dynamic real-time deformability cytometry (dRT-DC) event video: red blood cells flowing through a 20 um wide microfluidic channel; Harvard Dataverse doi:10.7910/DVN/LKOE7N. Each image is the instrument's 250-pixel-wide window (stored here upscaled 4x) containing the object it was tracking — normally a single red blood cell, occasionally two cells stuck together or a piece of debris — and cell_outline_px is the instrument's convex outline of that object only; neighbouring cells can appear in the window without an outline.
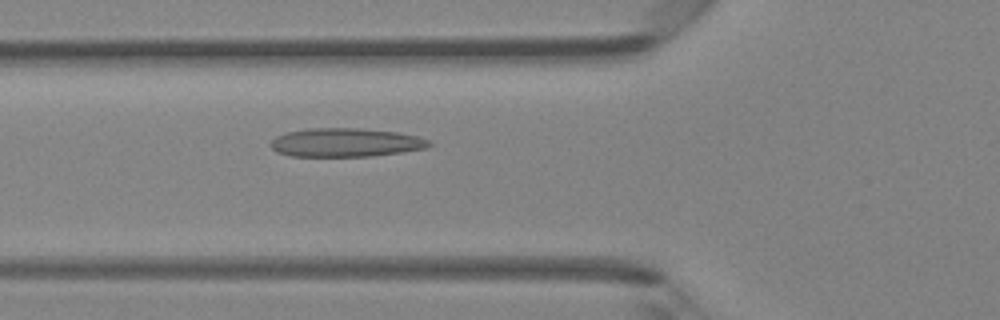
{"species": "Egyptian fruit bat (a non-hibernating species)", "species_latin": "Rousettus aegyptiacus", "temperature_condition": "room temperature", "stored_images_in_passage": 36, "camera_frame_rate_fps": 3000, "um_per_image_px": 0.085, "animal": {"sex": "female"}, "frame": {"image": 1, "passage_image": 6, "time_ms": 1.667, "image_size_px": [1000, 320], "cell_outline_px": [[432, 144], [428, 148], [372, 156], [292, 156], [276, 152], [272, 148], [272, 140], [276, 136], [284, 132], [308, 128], [360, 128], [396, 132], [416, 136], [428, 140]], "centroid_in_image_um": [29.36, 12.11], "position_along_channel_um": 96.4, "area_um2": 26.41}}
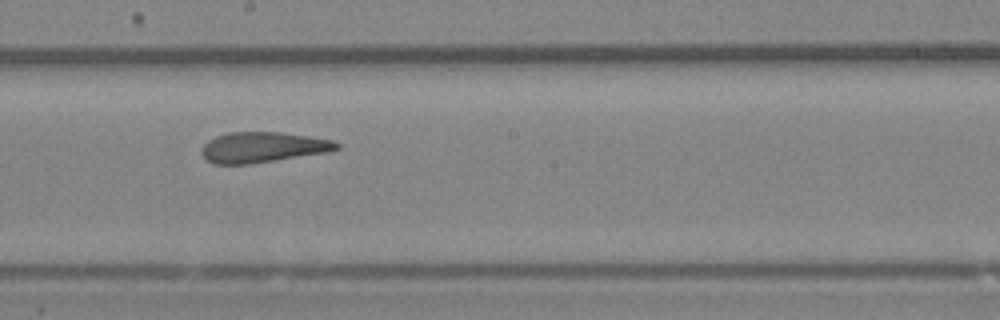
{"frame": {"image": 2, "passage_image": 15, "time_ms": 4.667, "image_size_px": [1000, 320], "cell_outline_px": [[340, 148], [328, 152], [248, 164], [212, 164], [200, 152], [204, 144], [208, 140], [216, 136], [228, 132], [280, 132], [308, 136], [332, 140], [340, 144]], "centroid_in_image_um": [22.32, 12.51], "position_along_channel_um": 225.9, "area_um2": 23.87}}
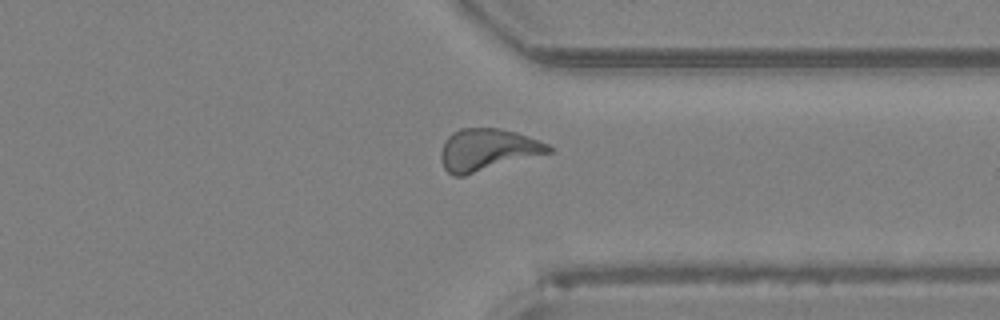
{"frame": {"image": 3, "passage_image": 25, "time_ms": 8.0, "image_size_px": [1000, 320], "cell_outline_px": [[552, 152], [464, 176], [452, 176], [444, 168], [440, 156], [440, 152], [448, 136], [452, 132], [460, 128], [500, 128], [516, 132], [548, 144], [552, 148]], "centroid_in_image_um": [41.41, 12.73], "position_along_channel_um": 370.0, "area_um2": 26.3}, "authors_computed_cell_mechanics": {"area_um2": 25.2008, "velocity_mm_per_s": 4.333, "shape_relaxation_time_tau1_ms": null, "shape_relaxation_time_tau2_ms": 1.8242, "deformation_change_tau1": null, "deformation_change_tau2": 0.1021}}